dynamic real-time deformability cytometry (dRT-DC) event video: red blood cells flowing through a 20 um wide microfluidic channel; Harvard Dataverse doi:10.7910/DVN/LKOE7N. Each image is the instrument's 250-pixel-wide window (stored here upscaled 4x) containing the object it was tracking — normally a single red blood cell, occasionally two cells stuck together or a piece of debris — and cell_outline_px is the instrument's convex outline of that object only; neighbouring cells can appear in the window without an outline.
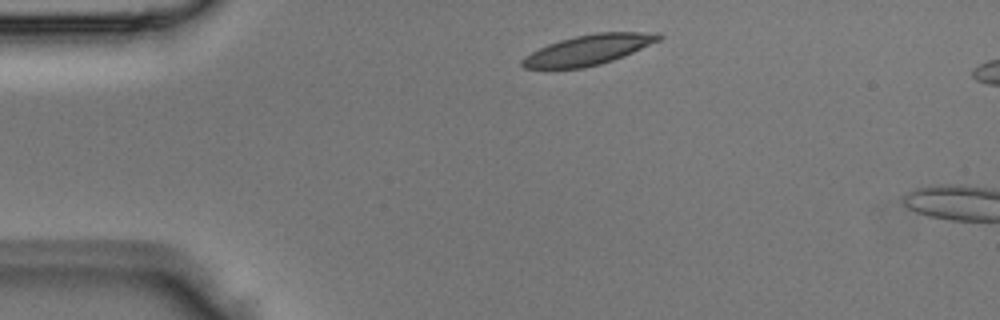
{"species": "Egyptian fruit bat (a non-hibernating species)", "species_latin": "Rousettus aegyptiacus", "temperature_condition": "room temperature", "stored_images_in_passage": 2, "camera_frame_rate_fps": 3000, "um_per_image_px": 0.085, "animal": {"sex": "male"}, "frame": {"image": 1, "passage_image": 1, "time_ms": 0.0, "image_size_px": [1000, 320], "cell_outline_px": [[664, 36], [660, 40], [624, 56], [600, 64], [584, 68], [524, 68], [520, 64], [520, 60], [524, 56], [548, 44], [560, 40], [576, 36], [596, 32], [660, 32]], "centroid_in_image_um": [50.04, 4.22], "position_along_channel_um": 35.0, "area_um2": 23.93}}